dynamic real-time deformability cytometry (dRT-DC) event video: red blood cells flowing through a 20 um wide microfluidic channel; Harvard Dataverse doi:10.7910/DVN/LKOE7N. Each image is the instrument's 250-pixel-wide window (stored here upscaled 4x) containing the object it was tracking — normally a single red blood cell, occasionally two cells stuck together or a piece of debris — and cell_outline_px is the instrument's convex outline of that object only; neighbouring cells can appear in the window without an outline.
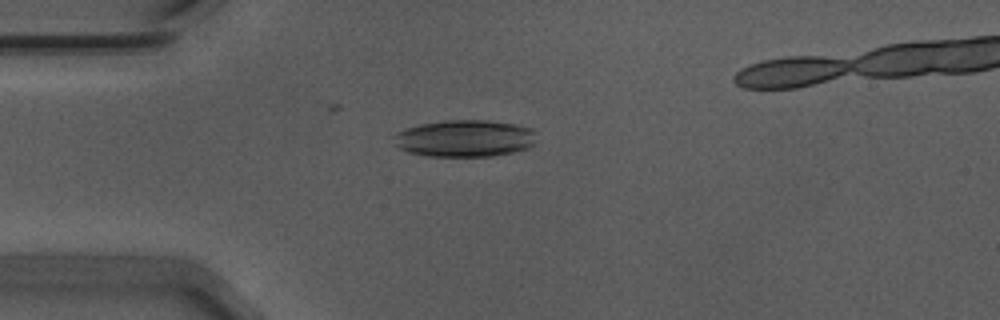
{"species": "Egyptian fruit bat (a non-hibernating species)", "species_latin": "Rousettus aegyptiacus", "temperature_condition": "warm", "stored_images_in_passage": 39, "camera_frame_rate_fps": 3000, "um_per_image_px": 0.085, "animal": {"sex": "male"}, "frame": {"image": 1, "passage_image": 3, "time_ms": 0.667, "image_size_px": [1000, 320], "cell_outline_px": [[532, 144], [528, 148], [512, 152], [492, 156], [428, 156], [408, 152], [392, 144], [392, 136], [396, 132], [420, 124], [444, 120], [484, 120], [516, 124], [532, 128]], "centroid_in_image_um": [39.42, 11.76], "position_along_channel_um": 45.6, "area_um2": 30.63}}
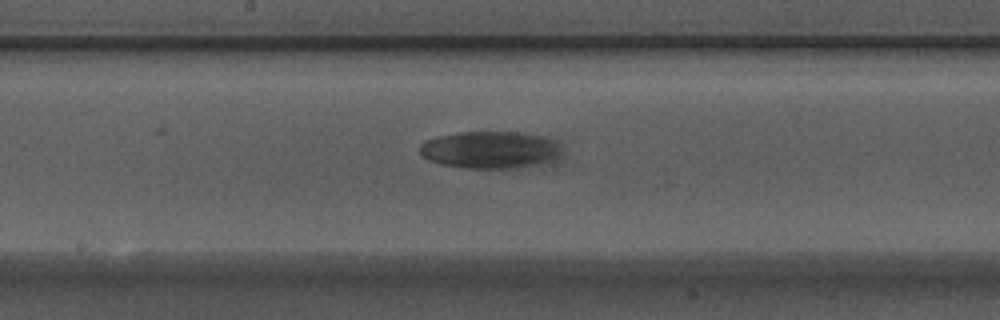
{"frame": {"image": 2, "passage_image": 18, "time_ms": 5.667, "image_size_px": [1000, 320], "cell_outline_px": [[564, 152], [560, 156], [552, 160], [540, 164], [516, 168], [468, 168], [440, 164], [428, 160], [420, 152], [420, 144], [428, 140], [440, 136], [460, 132], [516, 132], [548, 136], [560, 140]], "centroid_in_image_um": [41.79, 12.73], "position_along_channel_um": 206.4, "area_um2": 31.21}}
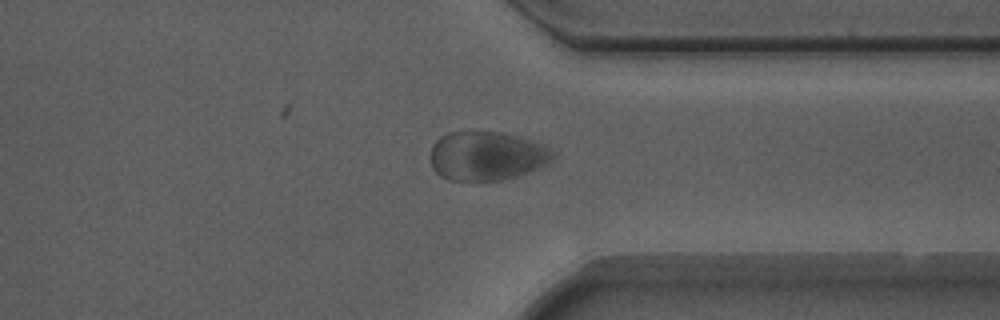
{"frame": {"image": 3, "passage_image": 32, "time_ms": 10.333, "image_size_px": [1000, 320], "cell_outline_px": [[556, 156], [548, 164], [520, 176], [504, 180], [448, 180], [440, 176], [432, 168], [432, 144], [440, 136], [448, 132], [500, 132], [544, 144]], "centroid_in_image_um": [41.39, 13.27], "position_along_channel_um": 370.0, "area_um2": 34.97}}